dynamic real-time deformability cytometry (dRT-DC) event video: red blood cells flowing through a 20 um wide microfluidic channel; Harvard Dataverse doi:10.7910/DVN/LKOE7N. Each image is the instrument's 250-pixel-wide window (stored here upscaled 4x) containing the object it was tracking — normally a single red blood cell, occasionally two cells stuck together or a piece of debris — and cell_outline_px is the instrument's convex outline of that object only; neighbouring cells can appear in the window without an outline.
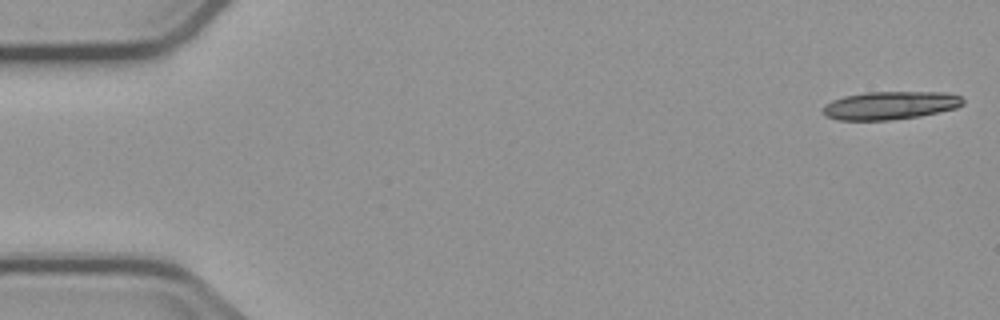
{"species": "common noctule bat (a hibernating species)", "species_latin": "Nyctalus noctula", "temperature_condition": "cold", "stored_images_in_passage": 8, "segment_of_instrument_passage": [1, 2], "camera_frame_rate_fps": 3000, "um_per_image_px": 0.085, "animal": {"sex": "male", "body_mass_g": 23.1, "forearm_length_mm": 52.7}, "frame": {"image": 1, "passage_image": 1, "time_ms": 0.0, "image_size_px": [1000, 320], "cell_outline_px": [[964, 104], [956, 108], [920, 116], [888, 120], [836, 120], [824, 116], [820, 112], [820, 108], [824, 104], [832, 100], [844, 96], [864, 92], [944, 92], [960, 96], [964, 100]], "centroid_in_image_um": [75.59, 8.96], "position_along_channel_um": 9.4, "area_um2": 23.24}}